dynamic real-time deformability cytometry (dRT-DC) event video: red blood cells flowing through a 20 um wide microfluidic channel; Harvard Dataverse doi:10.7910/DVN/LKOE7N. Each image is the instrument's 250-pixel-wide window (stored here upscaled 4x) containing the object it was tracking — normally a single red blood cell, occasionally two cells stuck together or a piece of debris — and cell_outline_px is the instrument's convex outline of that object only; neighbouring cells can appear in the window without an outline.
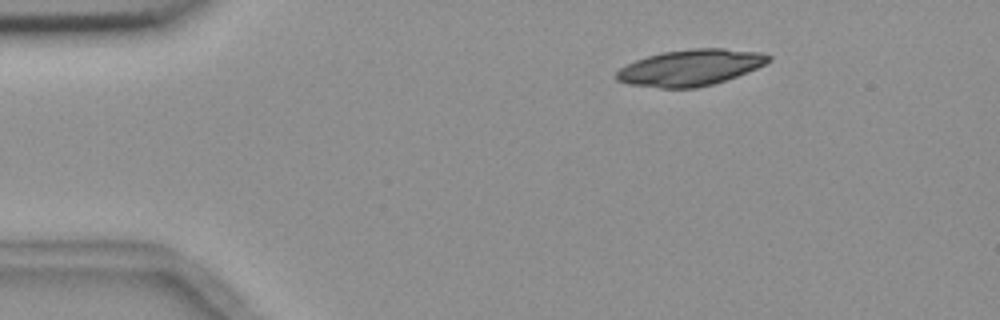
{"species": "common noctule bat (a hibernating species)", "species_latin": "Nyctalus noctula", "temperature_condition": "room temperature", "stored_images_in_passage": 3, "camera_frame_rate_fps": 3000, "um_per_image_px": 0.085, "animal": {"sex": "female", "body_mass_g": 18.4}, "frame": {"image": 1, "passage_image": 1, "time_ms": 0.0, "image_size_px": [1000, 320], "cell_outline_px": [[772, 60], [756, 68], [736, 76], [712, 84], [696, 88], [660, 88], [628, 84], [616, 80], [616, 72], [620, 68], [636, 60], [660, 52], [688, 48], [724, 48], [760, 52], [772, 56]], "centroid_in_image_um": [58.67, 5.73], "position_along_channel_um": 26.3, "area_um2": 32.08}}